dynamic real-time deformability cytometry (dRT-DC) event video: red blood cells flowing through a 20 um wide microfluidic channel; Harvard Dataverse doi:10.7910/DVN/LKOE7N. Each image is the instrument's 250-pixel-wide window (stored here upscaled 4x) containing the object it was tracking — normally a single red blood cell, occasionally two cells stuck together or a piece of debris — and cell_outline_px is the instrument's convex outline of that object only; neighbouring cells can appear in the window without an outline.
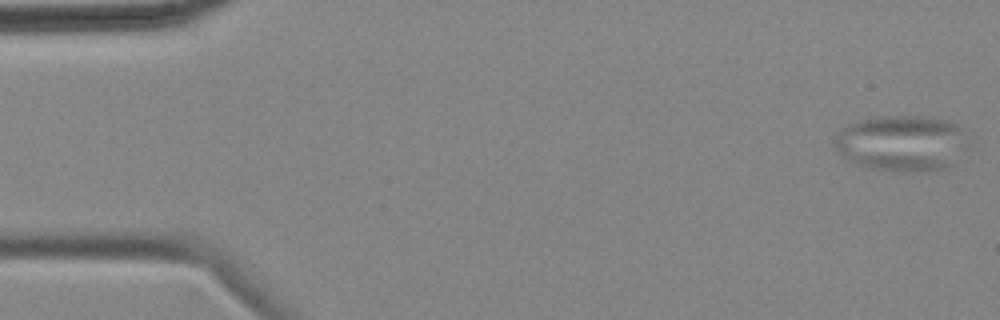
{"species": "common noctule bat (a hibernating species)", "species_latin": "Nyctalus noctula", "temperature_condition": "cold", "stored_images_in_passage": 5, "camera_frame_rate_fps": 3000, "um_per_image_px": 0.085, "animal": {"sex": "female", "body_mass_g": 18.4}, "frame": {"image": 1, "passage_image": 1, "time_ms": 0.0, "image_size_px": [1000, 320], "cell_outline_px": [[960, 136], [952, 164], [944, 168], [924, 172], [872, 168], [856, 164], [848, 160], [836, 148], [832, 140], [836, 132], [848, 124], [860, 120], [880, 116], [932, 116], [948, 120], [956, 124], [960, 128]], "centroid_in_image_um": [76.48, 12.14], "position_along_channel_um": 8.5, "area_um2": 42.19}}